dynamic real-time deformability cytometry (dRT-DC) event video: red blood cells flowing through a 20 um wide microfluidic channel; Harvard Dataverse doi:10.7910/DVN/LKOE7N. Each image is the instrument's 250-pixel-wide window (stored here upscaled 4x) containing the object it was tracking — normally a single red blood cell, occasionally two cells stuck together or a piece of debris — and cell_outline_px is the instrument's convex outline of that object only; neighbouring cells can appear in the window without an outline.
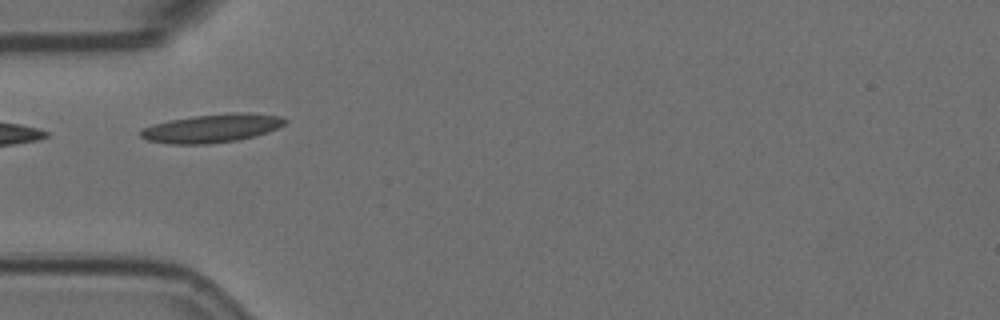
{"species": "Egyptian fruit bat (a non-hibernating species)", "species_latin": "Rousettus aegyptiacus", "temperature_condition": "room temperature", "stored_images_in_passage": 2, "camera_frame_rate_fps": 3000, "um_per_image_px": 0.085, "animal": {"sex": "female"}, "frame": {"image": 1, "passage_image": 1, "time_ms": 0.0, "image_size_px": [1000, 320], "cell_outline_px": [[288, 120], [284, 124], [268, 132], [236, 140], [208, 144], [168, 144], [148, 140], [140, 136], [140, 132], [144, 128], [152, 124], [168, 120], [192, 116], [232, 112], [252, 112], [280, 116]], "centroid_in_image_um": [18.01, 10.89], "position_along_channel_um": 67.0, "area_um2": 23.99}}
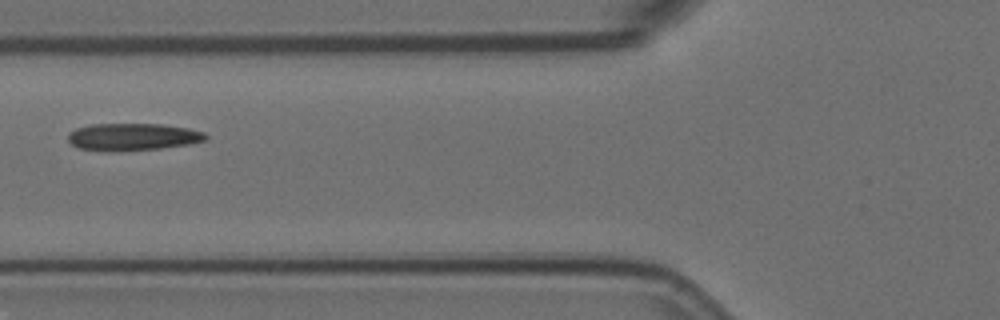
{"frame": {"image": 2, "passage_image": 2, "time_ms": 0.333, "image_size_px": [1000, 320], "cell_outline_px": [[208, 136], [204, 140], [188, 144], [160, 148], [80, 148], [72, 144], [68, 140], [68, 132], [76, 128], [92, 124], [164, 124], [188, 128], [204, 132]], "centroid_in_image_um": [11.33, 11.57], "position_along_channel_um": 114.5, "area_um2": 20.69}}